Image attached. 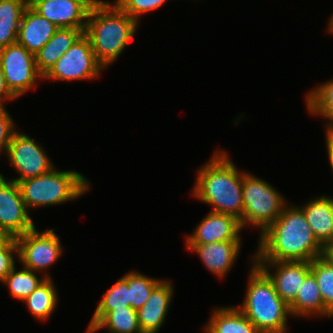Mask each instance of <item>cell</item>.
<instances>
[{"label": "cell", "mask_w": 333, "mask_h": 333, "mask_svg": "<svg viewBox=\"0 0 333 333\" xmlns=\"http://www.w3.org/2000/svg\"><path fill=\"white\" fill-rule=\"evenodd\" d=\"M325 305V316L333 317V260L327 255L314 258L310 262Z\"/></svg>", "instance_id": "obj_24"}, {"label": "cell", "mask_w": 333, "mask_h": 333, "mask_svg": "<svg viewBox=\"0 0 333 333\" xmlns=\"http://www.w3.org/2000/svg\"><path fill=\"white\" fill-rule=\"evenodd\" d=\"M300 208L317 241L327 249L333 243V198L324 195Z\"/></svg>", "instance_id": "obj_18"}, {"label": "cell", "mask_w": 333, "mask_h": 333, "mask_svg": "<svg viewBox=\"0 0 333 333\" xmlns=\"http://www.w3.org/2000/svg\"><path fill=\"white\" fill-rule=\"evenodd\" d=\"M18 255L16 238L7 237L0 244V282L11 272L15 265V256Z\"/></svg>", "instance_id": "obj_31"}, {"label": "cell", "mask_w": 333, "mask_h": 333, "mask_svg": "<svg viewBox=\"0 0 333 333\" xmlns=\"http://www.w3.org/2000/svg\"><path fill=\"white\" fill-rule=\"evenodd\" d=\"M138 21L115 3L96 1L88 14L84 34L98 62L106 68L123 52L137 30Z\"/></svg>", "instance_id": "obj_3"}, {"label": "cell", "mask_w": 333, "mask_h": 333, "mask_svg": "<svg viewBox=\"0 0 333 333\" xmlns=\"http://www.w3.org/2000/svg\"><path fill=\"white\" fill-rule=\"evenodd\" d=\"M253 261H312L326 254L300 207L285 205L278 219L260 234Z\"/></svg>", "instance_id": "obj_1"}, {"label": "cell", "mask_w": 333, "mask_h": 333, "mask_svg": "<svg viewBox=\"0 0 333 333\" xmlns=\"http://www.w3.org/2000/svg\"><path fill=\"white\" fill-rule=\"evenodd\" d=\"M104 67L98 62L88 37L83 33L43 76L47 80H82L99 77Z\"/></svg>", "instance_id": "obj_7"}, {"label": "cell", "mask_w": 333, "mask_h": 333, "mask_svg": "<svg viewBox=\"0 0 333 333\" xmlns=\"http://www.w3.org/2000/svg\"><path fill=\"white\" fill-rule=\"evenodd\" d=\"M162 281L163 280L154 279L136 271L127 273L130 307L136 311L140 309L145 304L152 291Z\"/></svg>", "instance_id": "obj_29"}, {"label": "cell", "mask_w": 333, "mask_h": 333, "mask_svg": "<svg viewBox=\"0 0 333 333\" xmlns=\"http://www.w3.org/2000/svg\"><path fill=\"white\" fill-rule=\"evenodd\" d=\"M329 20H330V21L328 22V24H329V26H328V31H329V33H330V32L333 33V15H332V17H330Z\"/></svg>", "instance_id": "obj_38"}, {"label": "cell", "mask_w": 333, "mask_h": 333, "mask_svg": "<svg viewBox=\"0 0 333 333\" xmlns=\"http://www.w3.org/2000/svg\"><path fill=\"white\" fill-rule=\"evenodd\" d=\"M187 249L197 252L205 267L217 277L226 276L239 256L241 240H227L208 244H187Z\"/></svg>", "instance_id": "obj_15"}, {"label": "cell", "mask_w": 333, "mask_h": 333, "mask_svg": "<svg viewBox=\"0 0 333 333\" xmlns=\"http://www.w3.org/2000/svg\"><path fill=\"white\" fill-rule=\"evenodd\" d=\"M242 306L238 308L260 333H287L289 305L277 294L268 275L253 261Z\"/></svg>", "instance_id": "obj_4"}, {"label": "cell", "mask_w": 333, "mask_h": 333, "mask_svg": "<svg viewBox=\"0 0 333 333\" xmlns=\"http://www.w3.org/2000/svg\"><path fill=\"white\" fill-rule=\"evenodd\" d=\"M167 0H116L114 3L126 14L139 20L147 12L160 8Z\"/></svg>", "instance_id": "obj_30"}, {"label": "cell", "mask_w": 333, "mask_h": 333, "mask_svg": "<svg viewBox=\"0 0 333 333\" xmlns=\"http://www.w3.org/2000/svg\"><path fill=\"white\" fill-rule=\"evenodd\" d=\"M326 146H327V152H328V159L330 166L333 171V129L326 128Z\"/></svg>", "instance_id": "obj_34"}, {"label": "cell", "mask_w": 333, "mask_h": 333, "mask_svg": "<svg viewBox=\"0 0 333 333\" xmlns=\"http://www.w3.org/2000/svg\"><path fill=\"white\" fill-rule=\"evenodd\" d=\"M240 221L235 217L210 211L198 224L193 234L187 236L186 244H208L240 239Z\"/></svg>", "instance_id": "obj_14"}, {"label": "cell", "mask_w": 333, "mask_h": 333, "mask_svg": "<svg viewBox=\"0 0 333 333\" xmlns=\"http://www.w3.org/2000/svg\"><path fill=\"white\" fill-rule=\"evenodd\" d=\"M305 97L307 110L328 119L326 128L333 129V79L310 90Z\"/></svg>", "instance_id": "obj_26"}, {"label": "cell", "mask_w": 333, "mask_h": 333, "mask_svg": "<svg viewBox=\"0 0 333 333\" xmlns=\"http://www.w3.org/2000/svg\"><path fill=\"white\" fill-rule=\"evenodd\" d=\"M210 318L206 333H260L238 306L217 308Z\"/></svg>", "instance_id": "obj_20"}, {"label": "cell", "mask_w": 333, "mask_h": 333, "mask_svg": "<svg viewBox=\"0 0 333 333\" xmlns=\"http://www.w3.org/2000/svg\"><path fill=\"white\" fill-rule=\"evenodd\" d=\"M292 316H325V305L315 276L310 272L300 285L295 300L289 305Z\"/></svg>", "instance_id": "obj_21"}, {"label": "cell", "mask_w": 333, "mask_h": 333, "mask_svg": "<svg viewBox=\"0 0 333 333\" xmlns=\"http://www.w3.org/2000/svg\"><path fill=\"white\" fill-rule=\"evenodd\" d=\"M43 1V0H25L27 7H33L36 3Z\"/></svg>", "instance_id": "obj_36"}, {"label": "cell", "mask_w": 333, "mask_h": 333, "mask_svg": "<svg viewBox=\"0 0 333 333\" xmlns=\"http://www.w3.org/2000/svg\"><path fill=\"white\" fill-rule=\"evenodd\" d=\"M243 171H238L224 151H216L197 172L192 195L213 206L212 212L235 217L242 227Z\"/></svg>", "instance_id": "obj_2"}, {"label": "cell", "mask_w": 333, "mask_h": 333, "mask_svg": "<svg viewBox=\"0 0 333 333\" xmlns=\"http://www.w3.org/2000/svg\"><path fill=\"white\" fill-rule=\"evenodd\" d=\"M95 0H43L32 8L59 28L85 31L88 14Z\"/></svg>", "instance_id": "obj_13"}, {"label": "cell", "mask_w": 333, "mask_h": 333, "mask_svg": "<svg viewBox=\"0 0 333 333\" xmlns=\"http://www.w3.org/2000/svg\"><path fill=\"white\" fill-rule=\"evenodd\" d=\"M14 120L8 113L6 107L0 108V153L4 152L6 155L8 145L15 130Z\"/></svg>", "instance_id": "obj_32"}, {"label": "cell", "mask_w": 333, "mask_h": 333, "mask_svg": "<svg viewBox=\"0 0 333 333\" xmlns=\"http://www.w3.org/2000/svg\"><path fill=\"white\" fill-rule=\"evenodd\" d=\"M37 272L23 267V269L16 271L14 267L11 272L6 276L4 281L8 286L10 295L19 300L26 299L46 278H50L45 274L40 279L36 276Z\"/></svg>", "instance_id": "obj_28"}, {"label": "cell", "mask_w": 333, "mask_h": 333, "mask_svg": "<svg viewBox=\"0 0 333 333\" xmlns=\"http://www.w3.org/2000/svg\"><path fill=\"white\" fill-rule=\"evenodd\" d=\"M326 254L333 260V243L326 249Z\"/></svg>", "instance_id": "obj_37"}, {"label": "cell", "mask_w": 333, "mask_h": 333, "mask_svg": "<svg viewBox=\"0 0 333 333\" xmlns=\"http://www.w3.org/2000/svg\"><path fill=\"white\" fill-rule=\"evenodd\" d=\"M14 100L17 99L8 89L5 78L0 66V108L5 107L4 106V100Z\"/></svg>", "instance_id": "obj_33"}, {"label": "cell", "mask_w": 333, "mask_h": 333, "mask_svg": "<svg viewBox=\"0 0 333 333\" xmlns=\"http://www.w3.org/2000/svg\"><path fill=\"white\" fill-rule=\"evenodd\" d=\"M97 331H99V329L96 326L88 324L86 333H94Z\"/></svg>", "instance_id": "obj_35"}, {"label": "cell", "mask_w": 333, "mask_h": 333, "mask_svg": "<svg viewBox=\"0 0 333 333\" xmlns=\"http://www.w3.org/2000/svg\"><path fill=\"white\" fill-rule=\"evenodd\" d=\"M25 0H0V49L17 43Z\"/></svg>", "instance_id": "obj_22"}, {"label": "cell", "mask_w": 333, "mask_h": 333, "mask_svg": "<svg viewBox=\"0 0 333 333\" xmlns=\"http://www.w3.org/2000/svg\"><path fill=\"white\" fill-rule=\"evenodd\" d=\"M96 327L107 328L109 333H142L137 311L130 306L110 311Z\"/></svg>", "instance_id": "obj_27"}, {"label": "cell", "mask_w": 333, "mask_h": 333, "mask_svg": "<svg viewBox=\"0 0 333 333\" xmlns=\"http://www.w3.org/2000/svg\"><path fill=\"white\" fill-rule=\"evenodd\" d=\"M7 237L2 233L0 232V244L6 239Z\"/></svg>", "instance_id": "obj_39"}, {"label": "cell", "mask_w": 333, "mask_h": 333, "mask_svg": "<svg viewBox=\"0 0 333 333\" xmlns=\"http://www.w3.org/2000/svg\"><path fill=\"white\" fill-rule=\"evenodd\" d=\"M0 66L9 91L20 97L44 79L36 67L35 55L15 43L0 49Z\"/></svg>", "instance_id": "obj_8"}, {"label": "cell", "mask_w": 333, "mask_h": 333, "mask_svg": "<svg viewBox=\"0 0 333 333\" xmlns=\"http://www.w3.org/2000/svg\"><path fill=\"white\" fill-rule=\"evenodd\" d=\"M173 286L163 280L151 293L145 304L137 310L142 333H157L163 325L172 302Z\"/></svg>", "instance_id": "obj_16"}, {"label": "cell", "mask_w": 333, "mask_h": 333, "mask_svg": "<svg viewBox=\"0 0 333 333\" xmlns=\"http://www.w3.org/2000/svg\"><path fill=\"white\" fill-rule=\"evenodd\" d=\"M14 180L0 173V232L6 237H18L35 228Z\"/></svg>", "instance_id": "obj_11"}, {"label": "cell", "mask_w": 333, "mask_h": 333, "mask_svg": "<svg viewBox=\"0 0 333 333\" xmlns=\"http://www.w3.org/2000/svg\"><path fill=\"white\" fill-rule=\"evenodd\" d=\"M57 294L50 277L46 278L23 302L35 318L46 321L55 311L58 302Z\"/></svg>", "instance_id": "obj_23"}, {"label": "cell", "mask_w": 333, "mask_h": 333, "mask_svg": "<svg viewBox=\"0 0 333 333\" xmlns=\"http://www.w3.org/2000/svg\"><path fill=\"white\" fill-rule=\"evenodd\" d=\"M88 180L74 170L50 172L17 182L27 209L65 203L89 190Z\"/></svg>", "instance_id": "obj_5"}, {"label": "cell", "mask_w": 333, "mask_h": 333, "mask_svg": "<svg viewBox=\"0 0 333 333\" xmlns=\"http://www.w3.org/2000/svg\"><path fill=\"white\" fill-rule=\"evenodd\" d=\"M272 280L277 294L290 305L296 298L300 285L311 272L310 261H254ZM275 268L271 273L268 268ZM270 271V272H269Z\"/></svg>", "instance_id": "obj_12"}, {"label": "cell", "mask_w": 333, "mask_h": 333, "mask_svg": "<svg viewBox=\"0 0 333 333\" xmlns=\"http://www.w3.org/2000/svg\"><path fill=\"white\" fill-rule=\"evenodd\" d=\"M44 151L31 137L16 130L6 153L11 166L20 176L13 180L19 182L50 172L54 165Z\"/></svg>", "instance_id": "obj_10"}, {"label": "cell", "mask_w": 333, "mask_h": 333, "mask_svg": "<svg viewBox=\"0 0 333 333\" xmlns=\"http://www.w3.org/2000/svg\"><path fill=\"white\" fill-rule=\"evenodd\" d=\"M19 262L34 272L46 271L62 255L59 236L53 229L39 232L34 228L16 237Z\"/></svg>", "instance_id": "obj_9"}, {"label": "cell", "mask_w": 333, "mask_h": 333, "mask_svg": "<svg viewBox=\"0 0 333 333\" xmlns=\"http://www.w3.org/2000/svg\"><path fill=\"white\" fill-rule=\"evenodd\" d=\"M83 33L81 29L59 28L35 54L38 71L44 76Z\"/></svg>", "instance_id": "obj_19"}, {"label": "cell", "mask_w": 333, "mask_h": 333, "mask_svg": "<svg viewBox=\"0 0 333 333\" xmlns=\"http://www.w3.org/2000/svg\"><path fill=\"white\" fill-rule=\"evenodd\" d=\"M242 196V228L252 224L260 228V234L278 219L287 203L269 183L244 171Z\"/></svg>", "instance_id": "obj_6"}, {"label": "cell", "mask_w": 333, "mask_h": 333, "mask_svg": "<svg viewBox=\"0 0 333 333\" xmlns=\"http://www.w3.org/2000/svg\"><path fill=\"white\" fill-rule=\"evenodd\" d=\"M58 29L32 7H26L18 29L17 43L35 55Z\"/></svg>", "instance_id": "obj_17"}, {"label": "cell", "mask_w": 333, "mask_h": 333, "mask_svg": "<svg viewBox=\"0 0 333 333\" xmlns=\"http://www.w3.org/2000/svg\"><path fill=\"white\" fill-rule=\"evenodd\" d=\"M124 306H130L127 274L103 294L89 324L96 326L110 311Z\"/></svg>", "instance_id": "obj_25"}]
</instances>
